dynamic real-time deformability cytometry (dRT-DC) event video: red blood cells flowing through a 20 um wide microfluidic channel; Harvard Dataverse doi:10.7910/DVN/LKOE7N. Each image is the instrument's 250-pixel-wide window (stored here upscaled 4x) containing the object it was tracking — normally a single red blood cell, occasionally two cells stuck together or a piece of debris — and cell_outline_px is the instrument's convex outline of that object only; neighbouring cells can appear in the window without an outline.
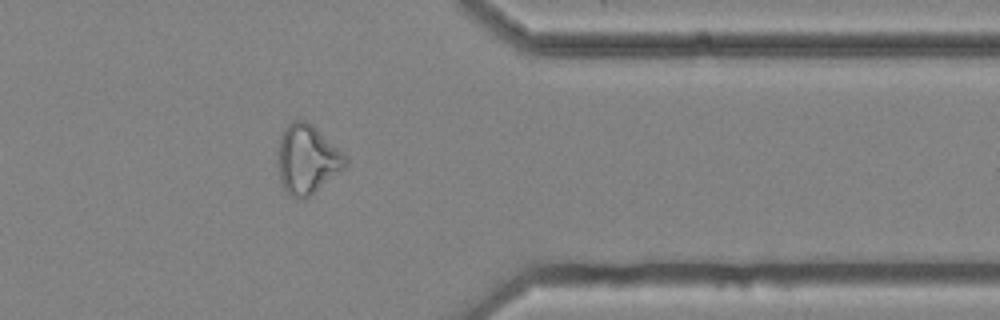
{"species": "common noctule bat (a hibernating species)", "species_latin": "Nyctalus noctula", "temperature_condition": "cold", "stored_images_in_passage": 14, "camera_frame_rate_fps": 3000, "um_per_image_px": 0.085, "animal": {"sex": "female", "body_mass_g": 25.1}, "frame": {"image": 1, "passage_image": 12, "time_ms": 3.667, "image_size_px": [1000, 320], "cell_outline_px": [[348, 164], [344, 168], [304, 200], [296, 200], [284, 192], [280, 180], [280, 140], [284, 128], [292, 120], [304, 120], [312, 124], [348, 160]], "centroid_in_image_um": [26.09, 13.58], "position_along_channel_um": 385.3, "area_um2": 26.47}}